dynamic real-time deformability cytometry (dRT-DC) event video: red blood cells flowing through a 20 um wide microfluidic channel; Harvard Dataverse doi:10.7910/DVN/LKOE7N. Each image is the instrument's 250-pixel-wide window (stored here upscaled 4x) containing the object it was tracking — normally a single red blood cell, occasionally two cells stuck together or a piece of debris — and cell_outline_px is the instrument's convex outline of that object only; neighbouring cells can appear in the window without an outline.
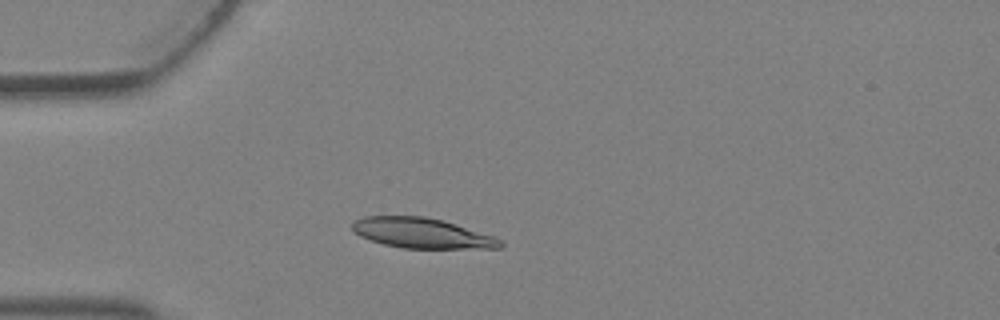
{"species": "Egyptian fruit bat (a non-hibernating species)", "species_latin": "Rousettus aegyptiacus", "temperature_condition": "warm", "stored_images_in_passage": 2, "camera_frame_rate_fps": 3000, "um_per_image_px": 0.085, "animal": {"sex": "female"}, "frame": {"image": 1, "passage_image": 2, "time_ms": 0.333, "image_size_px": [1000, 320], "cell_outline_px": [[504, 244], [500, 248], [404, 248], [384, 244], [360, 236], [352, 228], [352, 220], [364, 216], [424, 216], [444, 220], [492, 236], [500, 240]], "centroid_in_image_um": [35.83, 19.8], "position_along_channel_um": 49.2, "area_um2": 25.84}}